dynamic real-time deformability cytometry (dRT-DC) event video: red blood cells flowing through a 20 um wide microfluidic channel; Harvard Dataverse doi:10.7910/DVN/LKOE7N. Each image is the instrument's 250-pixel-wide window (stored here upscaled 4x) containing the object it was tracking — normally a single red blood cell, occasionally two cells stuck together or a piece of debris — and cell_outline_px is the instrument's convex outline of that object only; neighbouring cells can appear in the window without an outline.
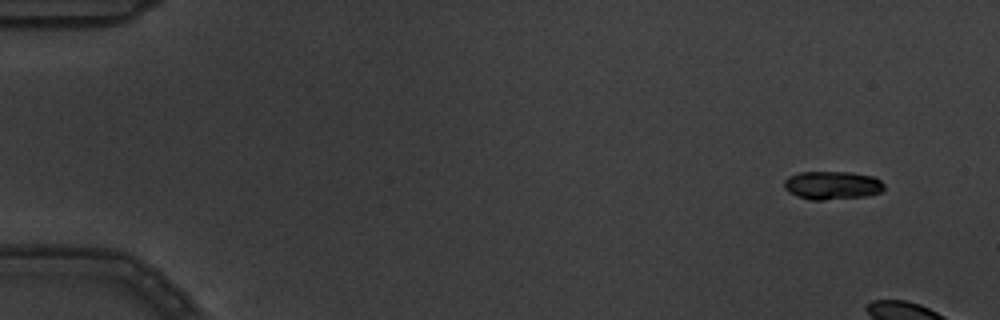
{"species": "common noctule bat (a hibernating species)", "species_latin": "Nyctalus noctula", "temperature_condition": "warm", "stored_images_in_passage": 3, "camera_frame_rate_fps": 3000, "um_per_image_px": 0.085, "animal": {"sex": "male", "body_mass_g": 19.5, "forearm_length_mm": 54.6}, "frame": {"image": 1, "passage_image": 1, "time_ms": 0.0, "image_size_px": [1000, 320], "cell_outline_px": [[884, 188], [880, 192], [868, 196], [824, 200], [812, 200], [796, 196], [784, 188], [784, 180], [788, 176], [800, 172], [852, 172], [872, 176], [880, 180], [884, 184]], "centroid_in_image_um": [70.73, 15.75], "position_along_channel_um": 14.3, "area_um2": 16.59}}